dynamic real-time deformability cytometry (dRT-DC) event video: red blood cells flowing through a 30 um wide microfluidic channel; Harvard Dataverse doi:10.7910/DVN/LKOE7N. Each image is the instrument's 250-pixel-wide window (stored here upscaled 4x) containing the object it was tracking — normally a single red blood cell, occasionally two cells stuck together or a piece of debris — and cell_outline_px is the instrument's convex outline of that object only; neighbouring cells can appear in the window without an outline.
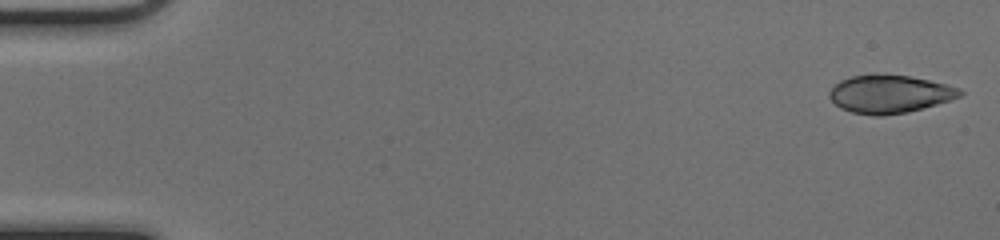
{"species": "common noctule bat (a hibernating species)", "species_latin": "Nyctalus noctula", "temperature_condition": "cold", "stored_images_in_passage": 49, "camera_frame_rate_fps": 3000, "um_per_image_px": 0.085, "animal": {"sex": "female", "body_mass_g": 17.0, "forearm_length_mm": 48.0}, "frame": {"image": 1, "passage_image": 1, "time_ms": 0.0, "image_size_px": [1000, 240], "cell_outline_px": [[964, 92], [960, 96], [936, 104], [908, 112], [880, 116], [872, 116], [852, 112], [840, 108], [828, 96], [828, 92], [840, 80], [852, 76], [876, 72], [908, 76], [948, 84], [960, 88]], "centroid_in_image_um": [75.59, 7.97], "position_along_channel_um": 9.4, "area_um2": 29.19}}
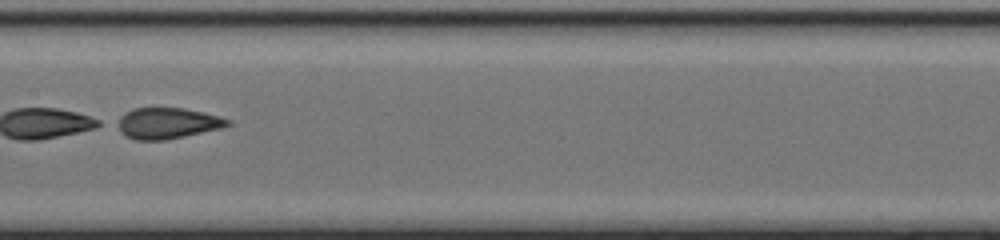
{"frame": {"image": 2, "passage_image": 26, "time_ms": 8.333, "image_size_px": [1000, 240], "cell_outline_px": [[232, 124], [220, 128], [168, 140], [136, 140], [120, 132], [112, 124], [112, 120], [124, 112], [132, 108], [184, 108], [204, 112], [220, 116], [232, 120]], "centroid_in_image_um": [14.15, 10.46], "position_along_channel_um": 193.3, "area_um2": 20.46}}
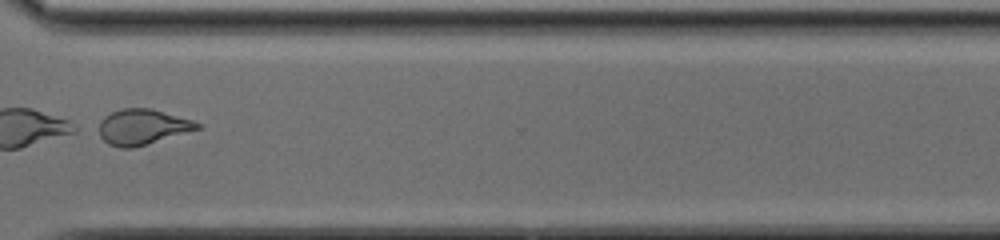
{"frame": {"image": 3, "passage_image": 38, "time_ms": 12.333, "image_size_px": [1000, 240], "cell_outline_px": [[200, 128], [132, 148], [120, 148], [108, 144], [100, 136], [100, 120], [104, 116], [112, 112], [124, 108], [152, 108], [192, 120], [200, 124]], "centroid_in_image_um": [12.08, 10.78], "position_along_channel_um": 358.5, "area_um2": 20.0}}